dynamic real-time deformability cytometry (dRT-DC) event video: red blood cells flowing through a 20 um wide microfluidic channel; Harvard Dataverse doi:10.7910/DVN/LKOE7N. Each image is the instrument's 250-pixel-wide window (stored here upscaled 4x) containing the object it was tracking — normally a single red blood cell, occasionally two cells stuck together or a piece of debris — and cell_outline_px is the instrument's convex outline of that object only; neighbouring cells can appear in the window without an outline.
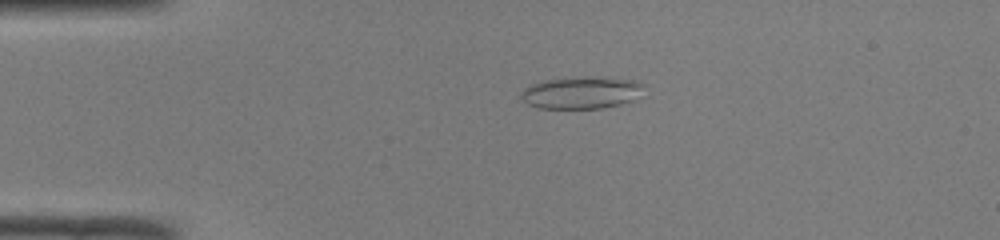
{"species": "common noctule bat (a hibernating species)", "species_latin": "Nyctalus noctula", "temperature_condition": "room temperature", "stored_images_in_passage": 40, "camera_frame_rate_fps": 3000, "um_per_image_px": 0.085, "animal": {"sex": "male", "body_mass_g": 19.0, "forearm_length_mm": 50.8}, "frame": {"image": 1, "passage_image": 2, "time_ms": 0.333, "image_size_px": [1000, 240], "cell_outline_px": [[644, 84], [632, 100], [620, 104], [600, 108], [536, 108], [528, 104], [520, 96], [520, 92], [524, 88], [540, 80], [576, 76], [604, 76], [636, 80]], "centroid_in_image_um": [49.36, 7.84], "position_along_channel_um": 35.6, "area_um2": 23.24}}
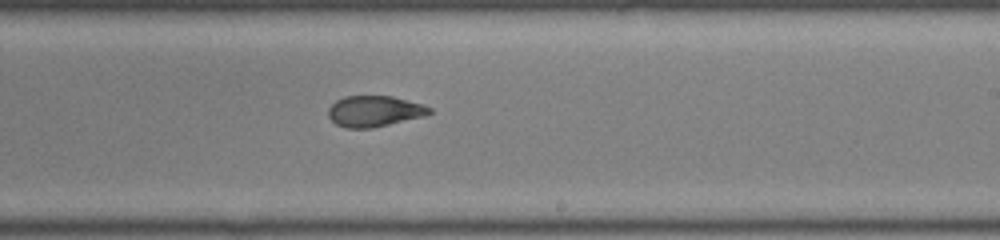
{"frame": {"image": 2, "passage_image": 21, "time_ms": 6.667, "image_size_px": [1000, 240], "cell_outline_px": [[432, 112], [424, 116], [372, 128], [344, 128], [336, 124], [328, 116], [328, 108], [336, 100], [344, 96], [392, 96], [424, 104], [432, 108]], "centroid_in_image_um": [31.82, 9.45], "position_along_channel_um": 257.2, "area_um2": 18.32}}
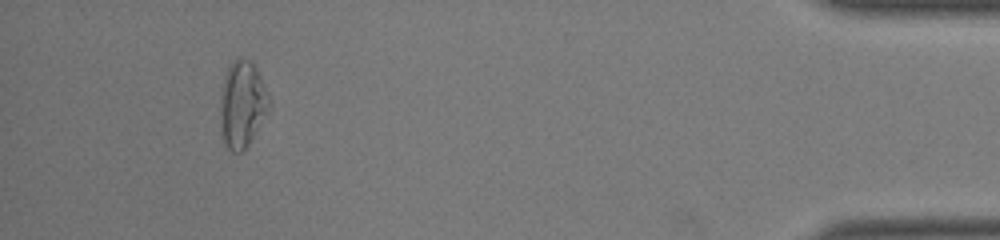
{"frame": {"image": 3, "passage_image": 37, "time_ms": 12.0, "image_size_px": [1000, 240], "cell_outline_px": [[272, 100], [268, 112], [248, 144], [240, 152], [232, 152], [220, 140], [220, 96], [224, 76], [228, 68], [240, 56], [248, 60], [256, 68]], "centroid_in_image_um": [20.57, 8.89], "position_along_channel_um": 414.6, "area_um2": 24.85}, "authors_computed_cell_mechanics": {"area_um2": 19.8254, "velocity_mm_per_s": 4.125, "shape_relaxation_time_tau1_ms": null, "shape_relaxation_time_tau2_ms": 1.7531, "deformation_change_tau1": null, "deformation_change_tau2": 0.0884}}